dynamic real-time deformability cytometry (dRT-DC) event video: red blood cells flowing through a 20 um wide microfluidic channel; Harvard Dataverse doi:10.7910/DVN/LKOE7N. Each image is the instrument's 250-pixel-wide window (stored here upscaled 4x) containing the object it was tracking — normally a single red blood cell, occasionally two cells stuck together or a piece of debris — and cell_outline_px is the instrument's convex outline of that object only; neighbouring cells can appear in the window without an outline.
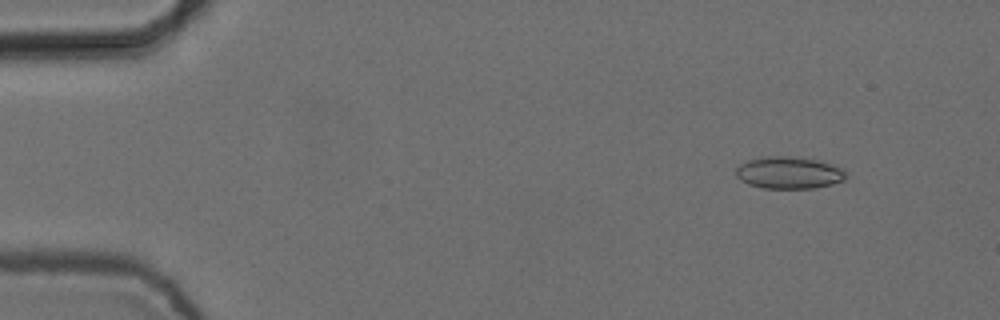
{"species": "common noctule bat (a hibernating species)", "species_latin": "Nyctalus noctula", "temperature_condition": "cold", "stored_images_in_passage": 4, "camera_frame_rate_fps": 3000, "um_per_image_px": 0.085, "animal": {"sex": "female", "body_mass_g": 24.6, "forearm_length_mm": 56.2}, "frame": {"image": 1, "passage_image": 1, "time_ms": 0.0, "image_size_px": [1000, 320], "cell_outline_px": [[848, 176], [844, 180], [832, 184], [812, 188], [764, 188], [748, 184], [740, 180], [736, 176], [736, 168], [740, 164], [748, 160], [764, 156], [788, 156], [816, 160], [844, 168]], "centroid_in_image_um": [67.06, 14.68], "position_along_channel_um": 17.9, "area_um2": 20.58}}